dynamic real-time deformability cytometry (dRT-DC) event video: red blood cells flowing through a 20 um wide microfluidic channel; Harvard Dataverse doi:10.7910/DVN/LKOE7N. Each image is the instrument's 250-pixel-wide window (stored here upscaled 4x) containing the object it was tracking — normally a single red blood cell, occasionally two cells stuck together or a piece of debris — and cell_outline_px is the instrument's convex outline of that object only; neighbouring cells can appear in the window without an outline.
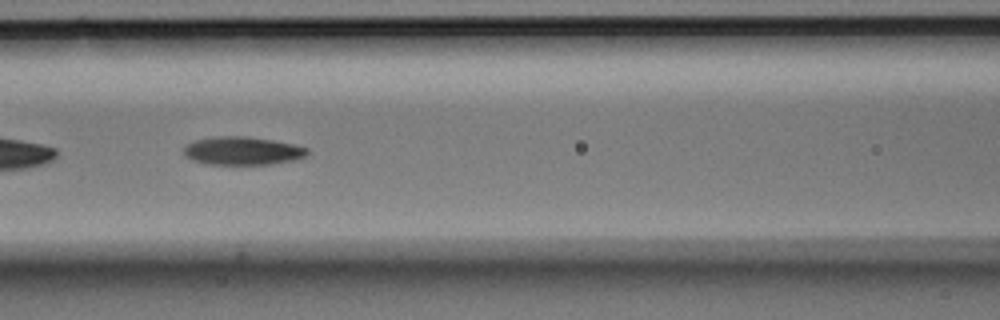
{"species": "Egyptian fruit bat (a non-hibernating species)", "species_latin": "Rousettus aegyptiacus", "temperature_condition": "room temperature", "stored_images_in_passage": 16, "camera_frame_rate_fps": 3000, "um_per_image_px": 0.085, "animal": {"sex": "male"}, "frame": {"image": 1, "passage_image": 14, "time_ms": 4.333, "image_size_px": [1000, 320], "cell_outline_px": [[308, 152], [304, 156], [296, 160], [268, 164], [208, 164], [192, 160], [184, 156], [184, 148], [188, 144], [196, 140], [216, 136], [244, 136], [272, 140], [292, 144], [308, 148]], "centroid_in_image_um": [20.6, 12.82], "position_along_channel_um": 146.0, "area_um2": 20.11}}